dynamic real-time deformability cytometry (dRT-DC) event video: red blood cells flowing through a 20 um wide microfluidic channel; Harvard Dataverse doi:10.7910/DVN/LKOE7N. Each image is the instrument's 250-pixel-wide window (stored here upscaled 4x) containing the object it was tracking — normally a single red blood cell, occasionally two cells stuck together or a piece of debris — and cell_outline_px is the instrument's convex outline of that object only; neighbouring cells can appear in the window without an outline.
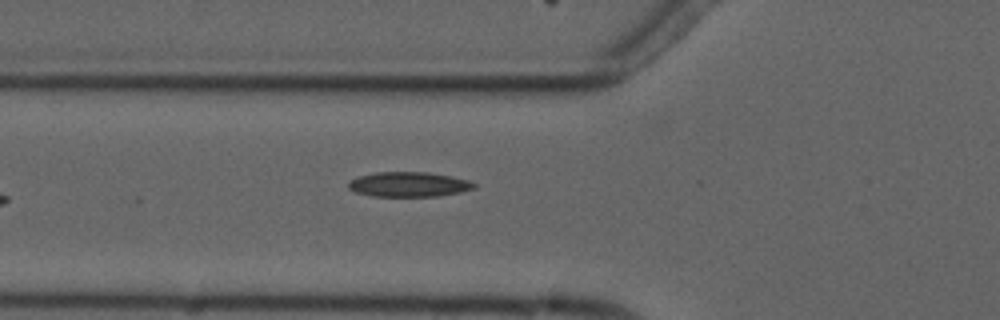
{"species": "common noctule bat (a hibernating species)", "species_latin": "Nyctalus noctula", "temperature_condition": "cold", "stored_images_in_passage": 6, "camera_frame_rate_fps": 3000, "um_per_image_px": 0.085, "animal": {"sex": "male", "forearm_length_mm": 52.5}, "frame": {"image": 1, "passage_image": 6, "time_ms": 6.667, "image_size_px": [1000, 320], "cell_outline_px": [[476, 188], [460, 192], [436, 196], [372, 196], [356, 192], [348, 188], [348, 184], [352, 180], [360, 176], [376, 172], [428, 172], [452, 176], [468, 180], [476, 184]], "centroid_in_image_um": [34.77, 15.67], "position_along_channel_um": 91.0, "area_um2": 18.09}}